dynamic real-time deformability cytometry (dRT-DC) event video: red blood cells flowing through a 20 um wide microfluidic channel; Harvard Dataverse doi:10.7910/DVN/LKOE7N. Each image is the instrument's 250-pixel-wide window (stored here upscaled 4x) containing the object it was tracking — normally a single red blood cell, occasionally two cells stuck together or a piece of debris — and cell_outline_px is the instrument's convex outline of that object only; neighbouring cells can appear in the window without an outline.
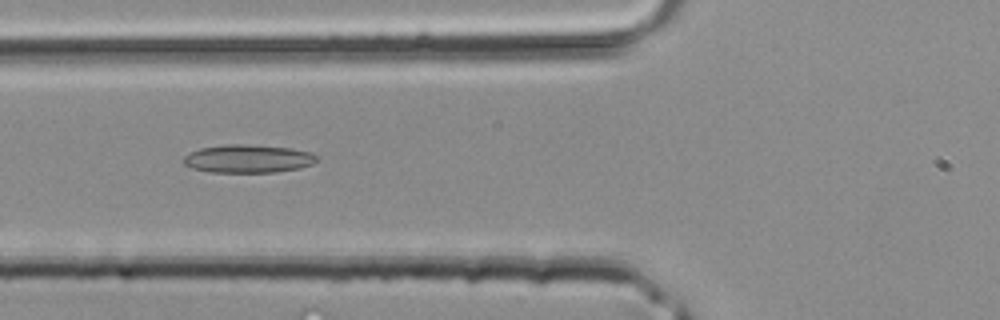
{"species": "common noctule bat (a hibernating species)", "species_latin": "Nyctalus noctula", "temperature_condition": "room temperature", "stored_images_in_passage": 40, "camera_frame_rate_fps": 3000, "um_per_image_px": 0.085, "animal": {"sex": "male", "body_mass_g": 20.4}, "frame": {"image": 1, "passage_image": 15, "time_ms": 4.667, "image_size_px": [1000, 320], "cell_outline_px": [[316, 160], [312, 164], [300, 168], [272, 172], [208, 172], [192, 168], [184, 164], [184, 156], [188, 152], [200, 148], [228, 144], [244, 144], [292, 148], [308, 152], [316, 156]], "centroid_in_image_um": [21.03, 13.49], "position_along_channel_um": 104.8, "area_um2": 21.73}}
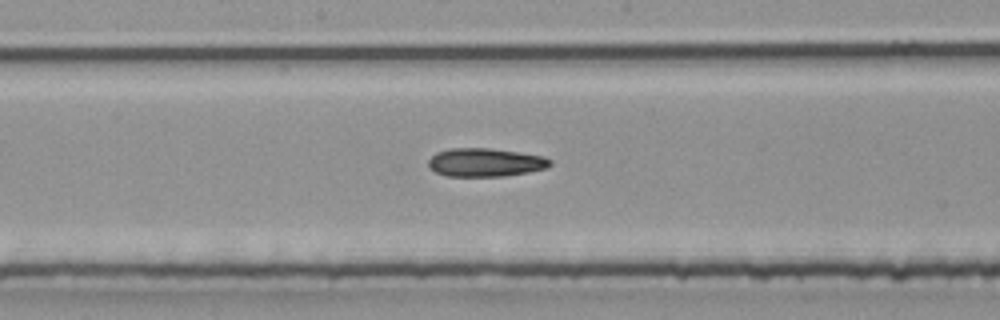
{"frame": {"image": 2, "passage_image": 21, "time_ms": 6.667, "image_size_px": [1000, 320], "cell_outline_px": [[552, 164], [548, 168], [528, 172], [504, 176], [448, 176], [436, 172], [428, 168], [428, 160], [436, 152], [448, 148], [488, 148], [544, 156], [552, 160]], "centroid_in_image_um": [41.24, 13.8], "position_along_channel_um": 207.0, "area_um2": 20.23}}
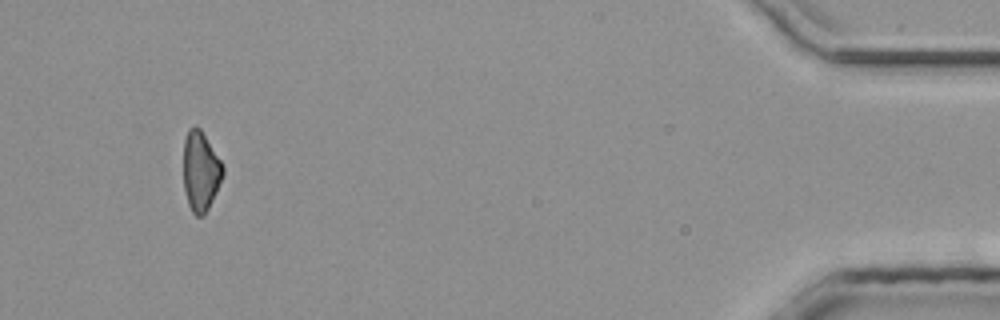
{"frame": {"image": 3, "passage_image": 38, "time_ms": 12.333, "image_size_px": [1000, 320], "cell_outline_px": [[224, 176], [204, 216], [196, 216], [192, 212], [188, 204], [184, 188], [184, 140], [188, 128], [196, 124], [200, 128], [220, 160], [224, 168]], "centroid_in_image_um": [17.05, 14.54], "position_along_channel_um": 418.2, "area_um2": 18.32}}